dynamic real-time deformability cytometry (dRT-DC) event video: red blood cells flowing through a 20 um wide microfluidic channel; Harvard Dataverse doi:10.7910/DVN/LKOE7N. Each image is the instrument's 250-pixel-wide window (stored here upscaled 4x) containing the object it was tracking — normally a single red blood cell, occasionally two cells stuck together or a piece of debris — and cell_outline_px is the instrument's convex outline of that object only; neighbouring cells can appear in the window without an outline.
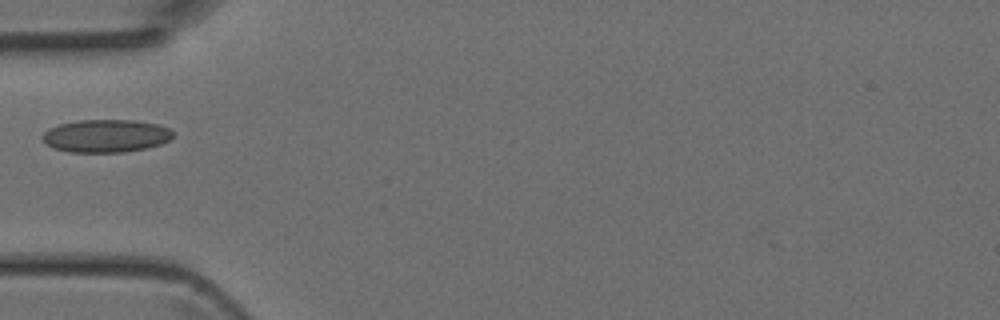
{"species": "Egyptian fruit bat (a non-hibernating species)", "species_latin": "Rousettus aegyptiacus", "temperature_condition": "room temperature", "stored_images_in_passage": 2, "camera_frame_rate_fps": 3000, "um_per_image_px": 0.085, "animal": {"sex": "female"}, "frame": {"image": 1, "passage_image": 2, "time_ms": 0.333, "image_size_px": [1000, 320], "cell_outline_px": [[172, 136], [168, 140], [160, 144], [144, 148], [124, 152], [68, 152], [52, 148], [40, 136], [48, 128], [60, 124], [80, 120], [136, 120], [160, 124], [168, 128], [172, 132]], "centroid_in_image_um": [8.98, 11.54], "position_along_channel_um": 76.0, "area_um2": 24.97}}